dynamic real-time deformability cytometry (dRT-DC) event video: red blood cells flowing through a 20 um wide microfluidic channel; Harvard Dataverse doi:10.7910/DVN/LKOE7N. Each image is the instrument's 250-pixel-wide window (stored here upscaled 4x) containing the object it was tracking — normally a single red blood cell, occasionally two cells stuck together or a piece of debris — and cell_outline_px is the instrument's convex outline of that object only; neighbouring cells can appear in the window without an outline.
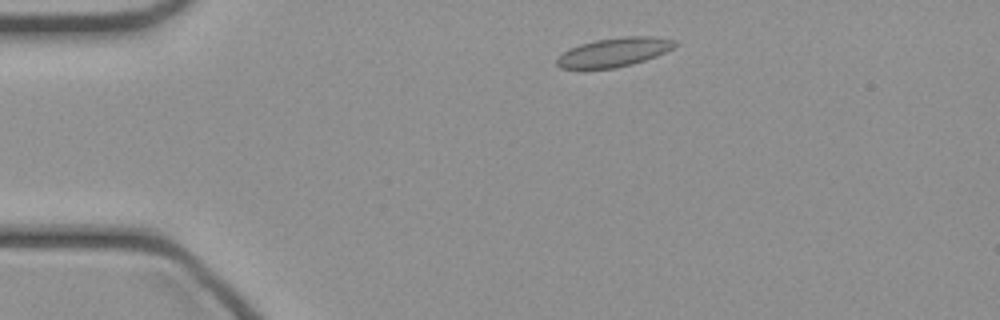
{"species": "common noctule bat (a hibernating species)", "species_latin": "Nyctalus noctula", "temperature_condition": "cold", "stored_images_in_passage": 42, "camera_frame_rate_fps": 3000, "um_per_image_px": 0.085, "animal": {"sex": "female", "body_mass_g": 21.9}, "frame": {"image": 1, "passage_image": 4, "time_ms": 1.0, "image_size_px": [1000, 320], "cell_outline_px": [[680, 44], [656, 56], [632, 64], [616, 68], [560, 68], [556, 64], [556, 60], [568, 48], [580, 44], [596, 40], [624, 36], [656, 36], [676, 40]], "centroid_in_image_um": [52.23, 4.42], "position_along_channel_um": 32.8, "area_um2": 19.88}}
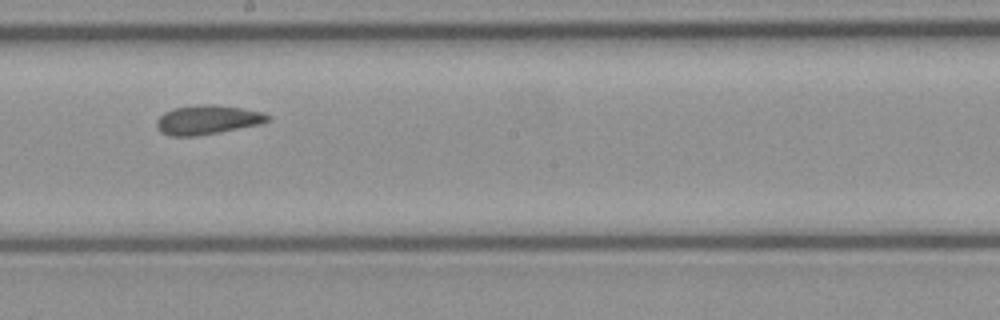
{"frame": {"image": 2, "passage_image": 21, "time_ms": 6.667, "image_size_px": [1000, 320], "cell_outline_px": [[272, 120], [260, 124], [196, 136], [168, 136], [160, 132], [156, 128], [156, 120], [164, 112], [172, 108], [196, 104], [212, 104], [240, 108], [264, 112], [272, 116]], "centroid_in_image_um": [17.61, 10.17], "position_along_channel_um": 230.6, "area_um2": 19.13}}
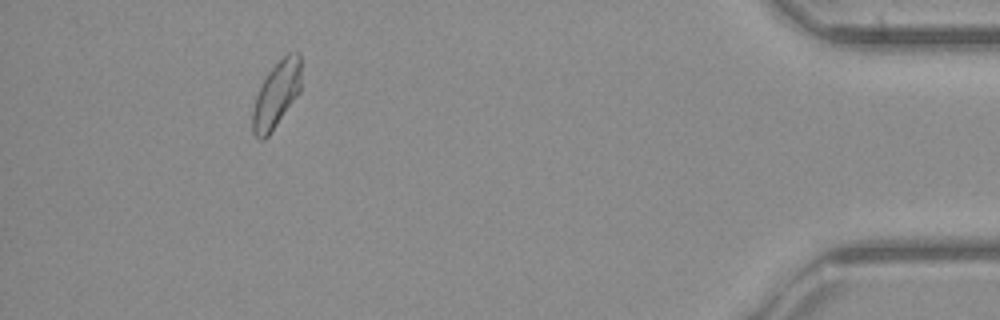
{"frame": {"image": 3, "passage_image": 38, "time_ms": 12.333, "image_size_px": [1000, 320], "cell_outline_px": [[300, 92], [268, 136], [264, 140], [260, 140], [252, 132], [252, 112], [256, 96], [268, 72], [288, 52], [296, 48], [300, 52]], "centroid_in_image_um": [23.5, 8.02], "position_along_channel_um": 411.7, "area_um2": 18.67}}